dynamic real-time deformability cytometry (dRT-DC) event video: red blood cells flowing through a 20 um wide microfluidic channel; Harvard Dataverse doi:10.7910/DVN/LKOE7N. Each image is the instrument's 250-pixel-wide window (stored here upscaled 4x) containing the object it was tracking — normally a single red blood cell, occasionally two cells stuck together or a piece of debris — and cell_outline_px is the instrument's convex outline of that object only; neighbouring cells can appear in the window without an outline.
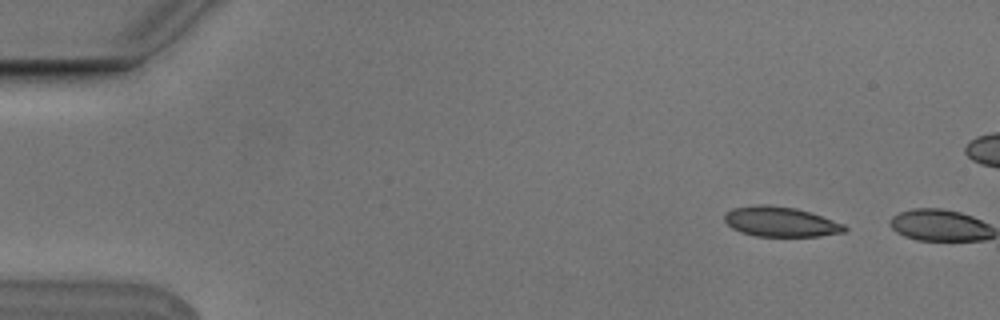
{"species": "Egyptian fruit bat (a non-hibernating species)", "species_latin": "Rousettus aegyptiacus", "temperature_condition": "cold", "stored_images_in_passage": 3, "camera_frame_rate_fps": 3000, "um_per_image_px": 0.085, "animal": {"sex": "male"}, "frame": {"image": 1, "passage_image": 2, "time_ms": 0.333, "image_size_px": [1000, 320], "cell_outline_px": [[848, 228], [844, 232], [820, 236], [756, 236], [740, 232], [732, 228], [724, 220], [724, 212], [732, 208], [756, 204], [768, 204], [796, 208], [844, 224]], "centroid_in_image_um": [66.3, 18.84], "position_along_channel_um": 18.7, "area_um2": 20.98}}